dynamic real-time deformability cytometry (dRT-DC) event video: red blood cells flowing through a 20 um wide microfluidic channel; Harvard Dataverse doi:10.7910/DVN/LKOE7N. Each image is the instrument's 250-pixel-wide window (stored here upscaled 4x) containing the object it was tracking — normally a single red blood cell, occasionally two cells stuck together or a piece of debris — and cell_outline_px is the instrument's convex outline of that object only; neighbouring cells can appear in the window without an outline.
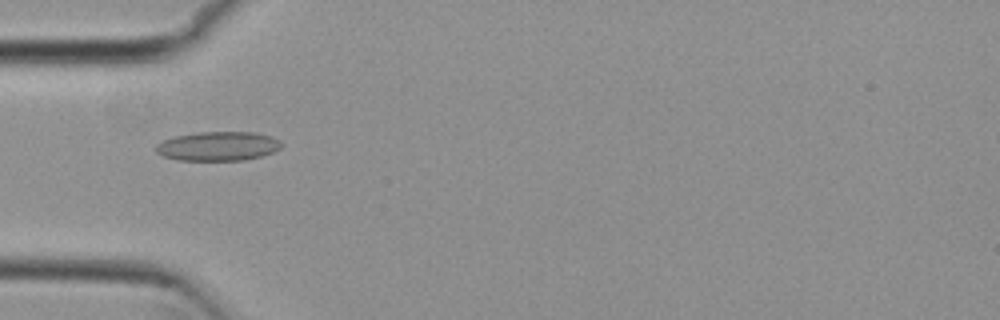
{"species": "common noctule bat (a hibernating species)", "species_latin": "Nyctalus noctula", "temperature_condition": "cold", "stored_images_in_passage": 7, "camera_frame_rate_fps": 3000, "um_per_image_px": 0.085, "animal": {"sex": "female", "body_mass_g": 29.2, "forearm_length_mm": 56.3}, "frame": {"image": 1, "passage_image": 1, "time_ms": 0.0, "image_size_px": [1000, 320], "cell_outline_px": [[280, 148], [272, 152], [260, 156], [244, 160], [176, 160], [164, 156], [156, 152], [156, 144], [164, 140], [176, 136], [200, 132], [256, 132], [272, 136], [280, 140]], "centroid_in_image_um": [18.53, 12.42], "position_along_channel_um": 66.5, "area_um2": 21.21}}
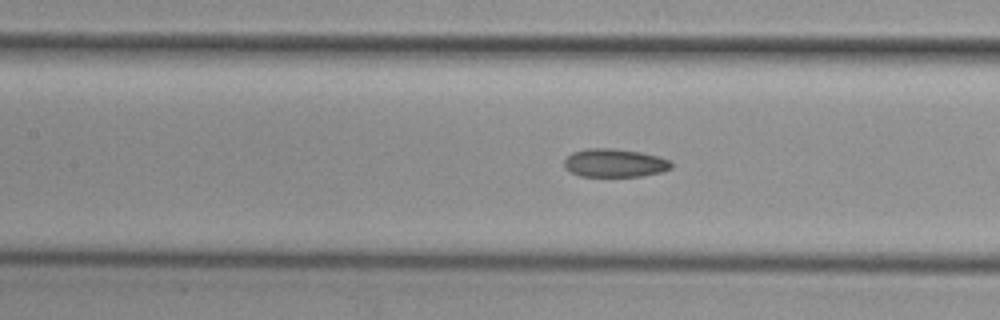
{"frame": {"image": 2, "passage_image": 5, "time_ms": 1.333, "image_size_px": [1000, 320], "cell_outline_px": [[672, 168], [660, 172], [644, 176], [580, 176], [564, 168], [564, 160], [572, 152], [588, 148], [612, 148], [640, 152], [660, 156], [672, 160]], "centroid_in_image_um": [52.27, 13.85], "position_along_channel_um": 155.1, "area_um2": 17.8}}